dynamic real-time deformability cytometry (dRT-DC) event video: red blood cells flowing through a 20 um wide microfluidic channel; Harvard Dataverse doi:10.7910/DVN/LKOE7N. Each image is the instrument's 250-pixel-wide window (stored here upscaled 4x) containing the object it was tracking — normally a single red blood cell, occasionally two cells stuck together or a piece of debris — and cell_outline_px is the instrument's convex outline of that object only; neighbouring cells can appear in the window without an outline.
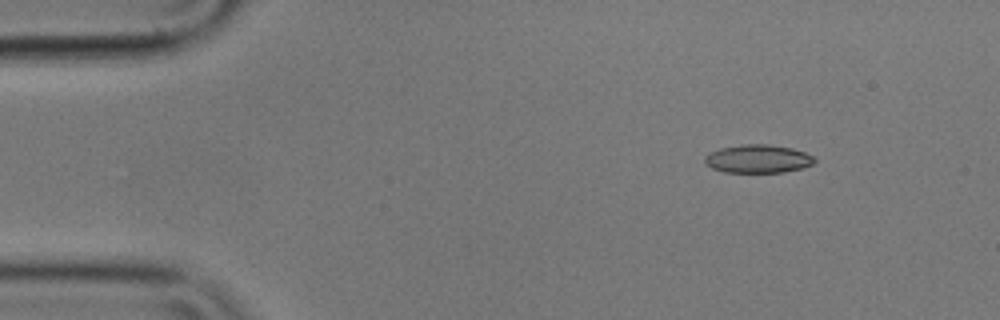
{"species": "common noctule bat (a hibernating species)", "species_latin": "Nyctalus noctula", "temperature_condition": "cold", "stored_images_in_passage": 6, "camera_frame_rate_fps": 3000, "um_per_image_px": 0.085, "animal": {"sex": "male", "body_mass_g": 17.9}, "frame": {"image": 1, "passage_image": 1, "time_ms": 0.0, "image_size_px": [1000, 320], "cell_outline_px": [[816, 160], [812, 164], [804, 168], [784, 172], [724, 172], [712, 168], [704, 164], [704, 156], [720, 148], [740, 144], [768, 144], [792, 148], [804, 152], [812, 156]], "centroid_in_image_um": [64.41, 13.5], "position_along_channel_um": 20.6, "area_um2": 18.15}}
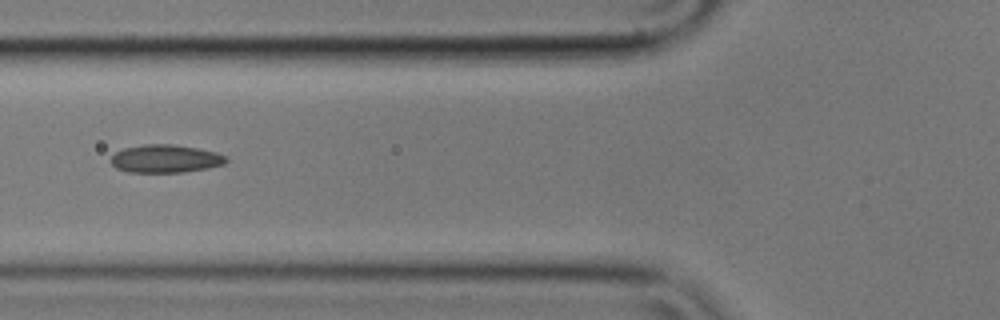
{"frame": {"image": 2, "passage_image": 5, "time_ms": 1.333, "image_size_px": [1000, 320], "cell_outline_px": [[228, 160], [224, 164], [208, 168], [184, 172], [128, 172], [116, 168], [112, 164], [112, 156], [116, 152], [124, 148], [144, 144], [176, 144], [216, 152], [228, 156]], "centroid_in_image_um": [14.09, 13.49], "position_along_channel_um": 111.7, "area_um2": 18.84}}
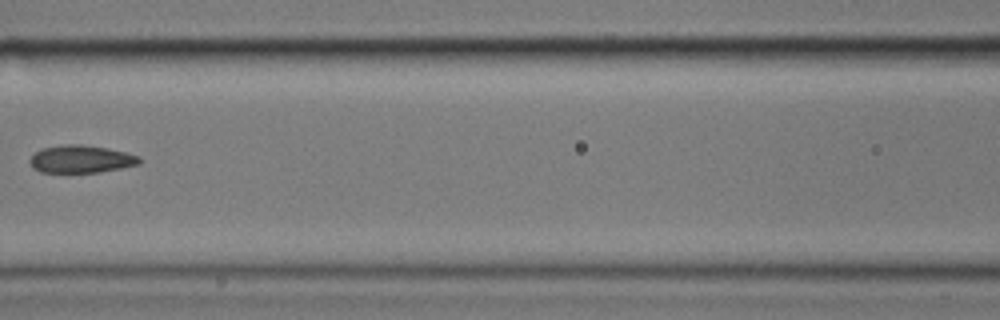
{"frame": {"image": 3, "passage_image": 6, "time_ms": 1.667, "image_size_px": [1000, 320], "cell_outline_px": [[140, 164], [100, 172], [40, 172], [32, 168], [28, 160], [40, 148], [64, 144], [80, 144], [108, 148], [140, 156]], "centroid_in_image_um": [6.86, 13.52], "position_along_channel_um": 159.7, "area_um2": 17.69}}